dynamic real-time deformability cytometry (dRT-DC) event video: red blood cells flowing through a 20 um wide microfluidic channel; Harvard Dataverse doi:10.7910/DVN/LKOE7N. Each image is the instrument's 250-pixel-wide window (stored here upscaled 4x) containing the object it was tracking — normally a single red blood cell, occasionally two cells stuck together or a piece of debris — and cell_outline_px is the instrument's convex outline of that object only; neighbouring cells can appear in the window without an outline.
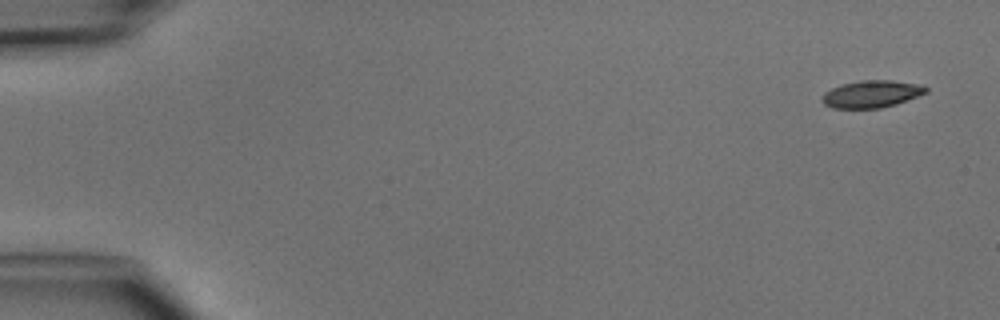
{"species": "common noctule bat (a hibernating species)", "species_latin": "Nyctalus noctula", "temperature_condition": "cold", "stored_images_in_passage": 4, "camera_frame_rate_fps": 3000, "um_per_image_px": 0.085, "animal": {"sex": "male", "body_mass_g": 15.6}, "frame": {"image": 1, "passage_image": 1, "time_ms": 0.0, "image_size_px": [1000, 320], "cell_outline_px": [[928, 92], [896, 104], [880, 108], [832, 108], [824, 104], [820, 100], [820, 96], [824, 92], [840, 84], [860, 80], [892, 80], [916, 84], [928, 88]], "centroid_in_image_um": [74.02, 7.99], "position_along_channel_um": 11.0, "area_um2": 16.53}}
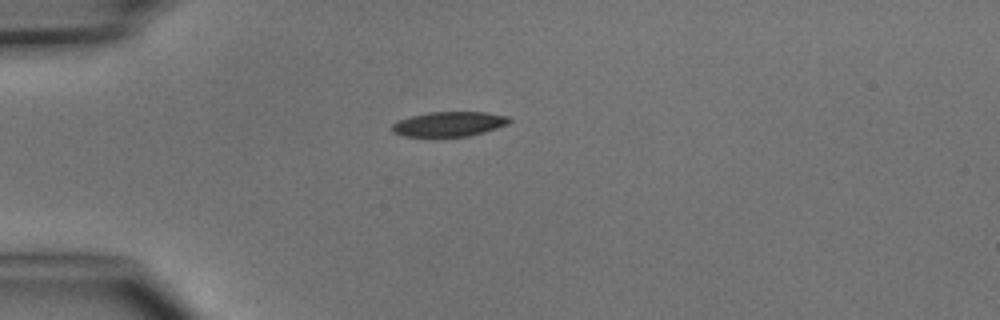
{"frame": {"image": 2, "passage_image": 4, "time_ms": 3.667, "image_size_px": [1000, 320], "cell_outline_px": [[512, 120], [508, 124], [484, 132], [468, 136], [404, 136], [392, 132], [392, 124], [396, 120], [428, 112], [484, 112], [508, 116]], "centroid_in_image_um": [38.16, 10.53], "position_along_channel_um": 46.8, "area_um2": 16.88}}